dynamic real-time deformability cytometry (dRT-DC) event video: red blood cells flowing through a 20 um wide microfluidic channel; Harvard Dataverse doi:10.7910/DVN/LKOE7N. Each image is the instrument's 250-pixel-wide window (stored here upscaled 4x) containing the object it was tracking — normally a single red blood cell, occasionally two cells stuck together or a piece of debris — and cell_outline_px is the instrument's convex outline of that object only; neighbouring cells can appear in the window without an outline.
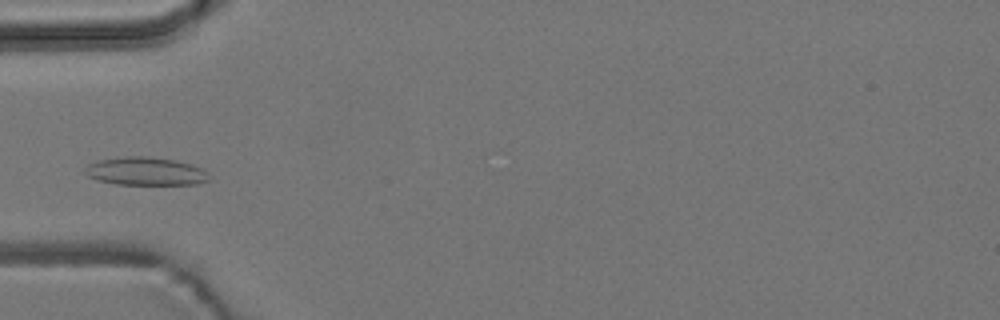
{"species": "common noctule bat (a hibernating species)", "species_latin": "Nyctalus noctula", "temperature_condition": "room temperature", "stored_images_in_passage": 4, "camera_frame_rate_fps": 3000, "um_per_image_px": 0.085, "animal": {"sex": "male", "body_mass_g": 19.2, "forearm_length_mm": 51.8}, "frame": {"image": 1, "passage_image": 4, "time_ms": 3.333, "image_size_px": [1000, 320], "cell_outline_px": [[208, 180], [196, 184], [116, 184], [96, 180], [88, 176], [84, 172], [84, 168], [88, 164], [100, 160], [124, 156], [144, 156], [176, 160], [192, 164], [204, 168]], "centroid_in_image_um": [12.34, 14.55], "position_along_channel_um": 72.7, "area_um2": 20.29}}